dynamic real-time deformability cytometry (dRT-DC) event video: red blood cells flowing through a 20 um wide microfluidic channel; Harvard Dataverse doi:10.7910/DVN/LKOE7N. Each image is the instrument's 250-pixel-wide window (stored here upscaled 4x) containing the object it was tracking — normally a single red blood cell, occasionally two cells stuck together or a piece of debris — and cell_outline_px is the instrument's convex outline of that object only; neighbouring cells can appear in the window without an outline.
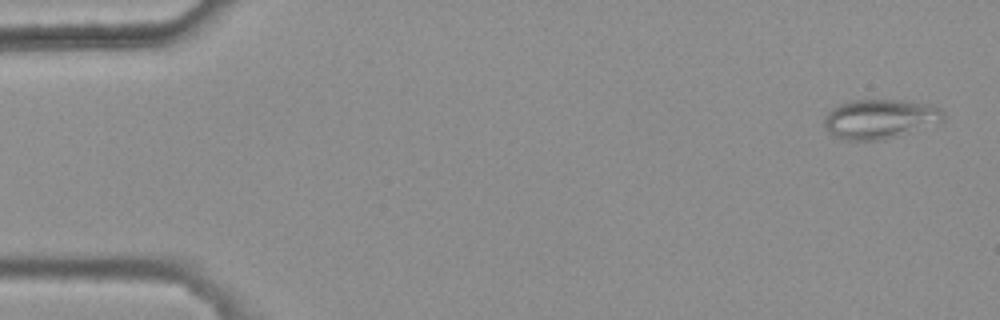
{"species": "common noctule bat (a hibernating species)", "species_latin": "Nyctalus noctula", "temperature_condition": "warm", "stored_images_in_passage": 4, "camera_frame_rate_fps": 3000, "um_per_image_px": 0.085, "animal": {"sex": "female", "body_mass_g": 25.1}, "frame": {"image": 1, "passage_image": 1, "time_ms": 0.0, "image_size_px": [1000, 320], "cell_outline_px": [[944, 120], [884, 140], [844, 140], [828, 132], [824, 124], [824, 116], [832, 108], [848, 100], [904, 100], [928, 104], [940, 108], [944, 112]], "centroid_in_image_um": [74.75, 10.1], "position_along_channel_um": 10.2, "area_um2": 27.22}}